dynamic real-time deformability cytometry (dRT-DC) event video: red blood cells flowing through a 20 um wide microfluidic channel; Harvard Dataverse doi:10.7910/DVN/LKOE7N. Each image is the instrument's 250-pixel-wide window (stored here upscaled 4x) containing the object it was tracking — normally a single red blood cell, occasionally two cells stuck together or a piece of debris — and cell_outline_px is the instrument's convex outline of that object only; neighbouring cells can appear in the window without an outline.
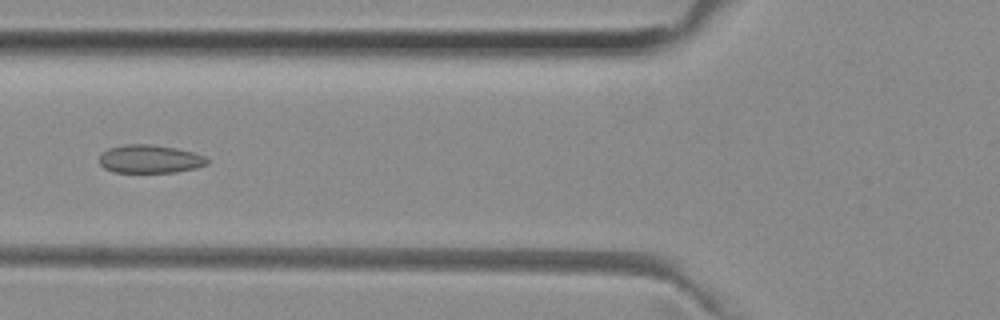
{"species": "common noctule bat (a hibernating species)", "species_latin": "Nyctalus noctula", "temperature_condition": "room temperature", "stored_images_in_passage": 47, "camera_frame_rate_fps": 3000, "um_per_image_px": 0.085, "animal": {"sex": "female", "body_mass_g": 29.2, "forearm_length_mm": 56.3}, "frame": {"image": 1, "passage_image": 19, "time_ms": 6.0, "image_size_px": [1000, 320], "cell_outline_px": [[208, 164], [196, 168], [176, 172], [112, 172], [104, 168], [100, 164], [100, 156], [108, 148], [124, 144], [148, 144], [176, 148], [192, 152], [204, 156], [208, 160]], "centroid_in_image_um": [12.73, 13.52], "position_along_channel_um": 113.1, "area_um2": 17.69}}
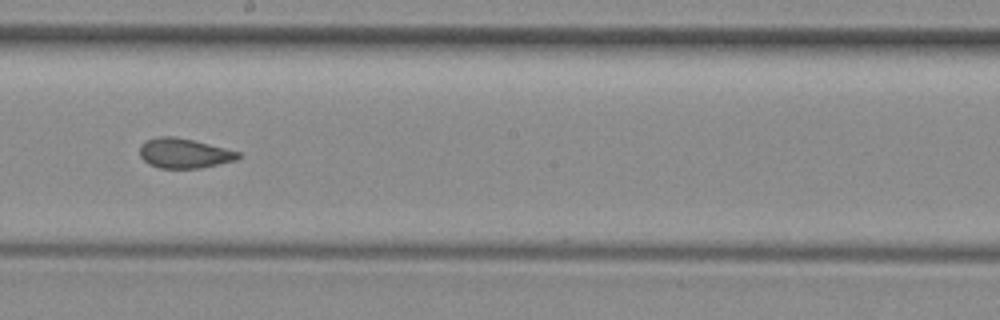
{"frame": {"image": 2, "passage_image": 28, "time_ms": 9.0, "image_size_px": [1000, 320], "cell_outline_px": [[240, 156], [236, 160], [200, 168], [160, 168], [148, 164], [140, 156], [140, 144], [144, 140], [160, 136], [172, 136], [192, 140], [240, 152]], "centroid_in_image_um": [15.61, 13.02], "position_along_channel_um": 232.6, "area_um2": 16.99}}
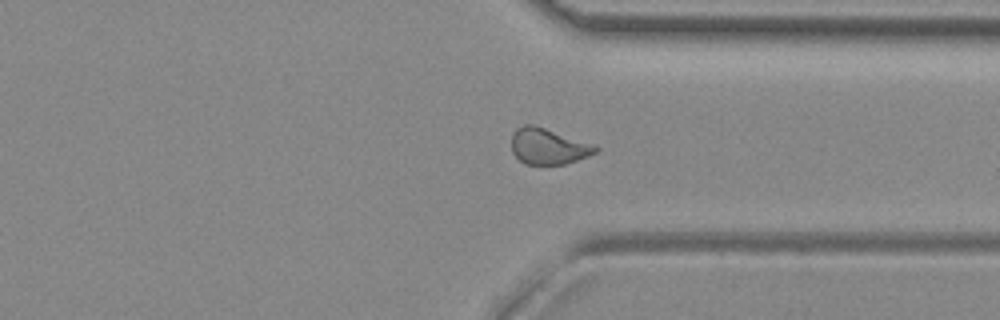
{"frame": {"image": 3, "passage_image": 38, "time_ms": 12.333, "image_size_px": [1000, 320], "cell_outline_px": [[600, 148], [596, 152], [588, 156], [564, 164], [524, 164], [512, 152], [512, 132], [516, 128], [524, 124], [532, 124], [544, 128]], "centroid_in_image_um": [46.53, 12.44], "position_along_channel_um": 364.9, "area_um2": 17.11}, "authors_computed_cell_mechanics": {"area_um2": 17.7446, "velocity_mm_per_s": 3.9832, "shape_relaxation_time_tau1_ms": null, "shape_relaxation_time_tau2_ms": 1.1752, "deformation_change_tau1": null, "deformation_change_tau2": 0.0578}}